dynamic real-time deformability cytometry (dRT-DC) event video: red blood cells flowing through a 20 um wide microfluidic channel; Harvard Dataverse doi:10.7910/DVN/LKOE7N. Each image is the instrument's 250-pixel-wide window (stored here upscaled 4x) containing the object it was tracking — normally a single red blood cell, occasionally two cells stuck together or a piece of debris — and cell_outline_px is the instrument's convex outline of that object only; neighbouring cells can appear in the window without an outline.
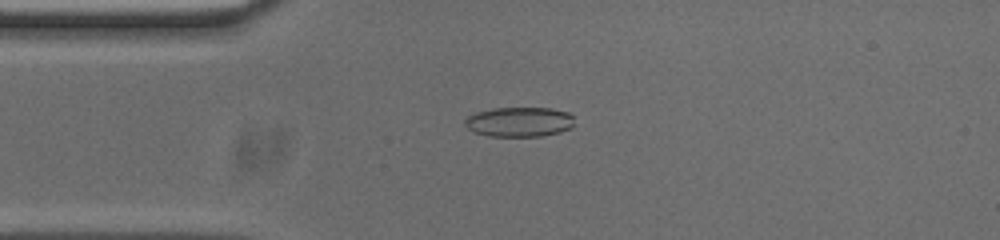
{"species": "common noctule bat (a hibernating species)", "species_latin": "Nyctalus noctula", "temperature_condition": "cold", "stored_images_in_passage": 53, "camera_frame_rate_fps": 3000, "um_per_image_px": 0.085, "animal": {"sex": "male", "body_mass_g": 20.0, "forearm_length_mm": 53.3}, "frame": {"image": 1, "passage_image": 12, "time_ms": 3.667, "image_size_px": [1000, 240], "cell_outline_px": [[572, 128], [560, 132], [544, 136], [488, 136], [472, 132], [464, 124], [464, 120], [468, 116], [476, 112], [492, 108], [552, 108], [568, 112], [572, 116]], "centroid_in_image_um": [44.12, 10.36], "position_along_channel_um": 40.9, "area_um2": 19.13}}
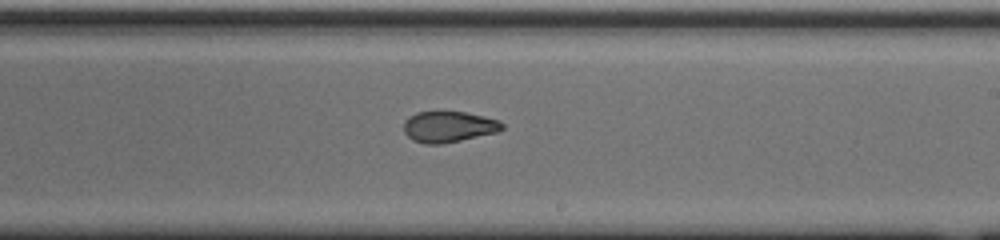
{"frame": {"image": 2, "passage_image": 30, "time_ms": 9.667, "image_size_px": [1000, 240], "cell_outline_px": [[504, 128], [496, 132], [460, 140], [440, 144], [424, 144], [412, 140], [404, 132], [404, 120], [408, 116], [416, 112], [464, 112], [484, 116], [500, 120], [504, 124]], "centroid_in_image_um": [38.11, 10.77], "position_along_channel_um": 250.9, "area_um2": 17.74}}
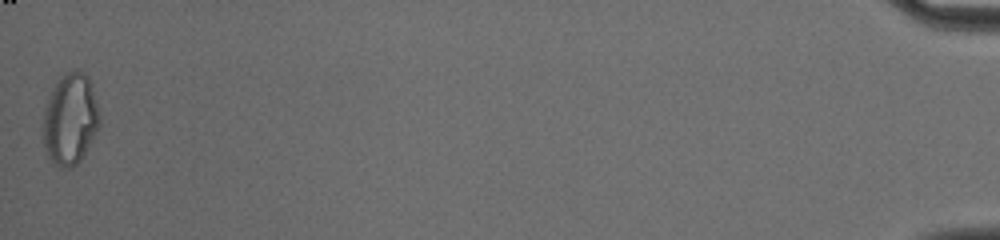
{"frame": {"image": 3, "passage_image": 53, "time_ms": 17.333, "image_size_px": [1000, 240], "cell_outline_px": [[100, 124], [80, 160], [76, 164], [68, 168], [60, 168], [52, 164], [48, 156], [44, 144], [44, 108], [56, 84], [68, 72], [76, 68], [84, 72], [88, 76], [92, 84], [100, 116]], "centroid_in_image_um": [5.99, 10.13], "position_along_channel_um": 429.2, "area_um2": 29.65}, "authors_computed_cell_mechanics": {"area_um2": 18.9006, "velocity_mm_per_s": 3.751, "shape_relaxation_time_tau1_ms": null, "shape_relaxation_time_tau2_ms": 2.4321, "deformation_change_tau1": null, "deformation_change_tau2": 0.075}}